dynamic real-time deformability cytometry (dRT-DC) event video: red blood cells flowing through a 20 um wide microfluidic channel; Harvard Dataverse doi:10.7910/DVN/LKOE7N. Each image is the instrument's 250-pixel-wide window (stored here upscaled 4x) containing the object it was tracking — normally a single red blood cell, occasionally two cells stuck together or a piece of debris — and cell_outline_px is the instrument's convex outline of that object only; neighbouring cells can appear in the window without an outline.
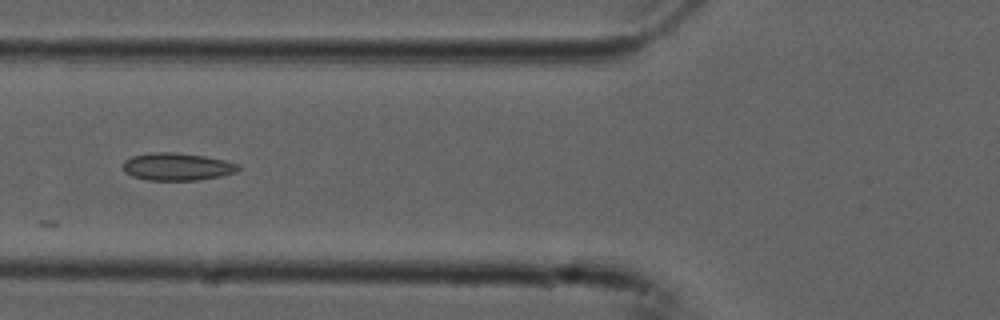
{"species": "common noctule bat (a hibernating species)", "species_latin": "Nyctalus noctula", "temperature_condition": "cold", "stored_images_in_passage": 8, "camera_frame_rate_fps": 3000, "um_per_image_px": 0.085, "animal": {"sex": "male", "forearm_length_mm": 52.5}, "frame": {"image": 1, "passage_image": 5, "time_ms": 1.333, "image_size_px": [1000, 320], "cell_outline_px": [[240, 168], [236, 172], [220, 176], [196, 180], [148, 180], [132, 176], [124, 172], [124, 160], [132, 156], [152, 152], [176, 152], [204, 156], [224, 160], [240, 164]], "centroid_in_image_um": [15.05, 14.16], "position_along_channel_um": 110.7, "area_um2": 18.5}}
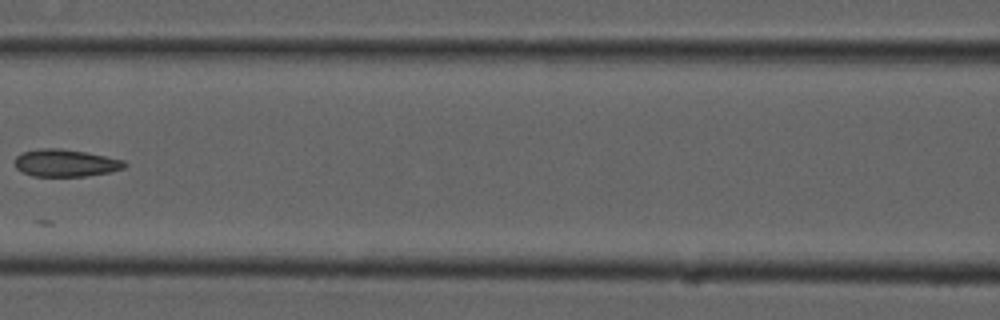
{"frame": {"image": 2, "passage_image": 6, "time_ms": 1.667, "image_size_px": [1000, 320], "cell_outline_px": [[128, 164], [124, 168], [108, 172], [84, 176], [32, 176], [16, 168], [16, 156], [24, 152], [40, 148], [60, 148], [84, 152], [124, 160]], "centroid_in_image_um": [5.58, 13.85], "position_along_channel_um": 161.0, "area_um2": 17.22}}